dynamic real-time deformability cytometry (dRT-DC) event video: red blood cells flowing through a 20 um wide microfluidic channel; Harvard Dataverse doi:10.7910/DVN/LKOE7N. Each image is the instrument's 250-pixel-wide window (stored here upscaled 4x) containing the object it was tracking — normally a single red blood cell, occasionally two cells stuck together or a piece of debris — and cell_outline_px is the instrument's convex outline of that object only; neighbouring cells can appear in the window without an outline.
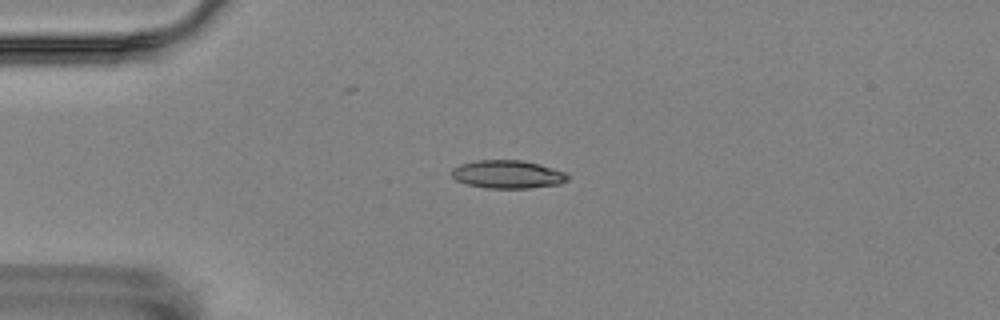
{"species": "Egyptian fruit bat (a non-hibernating species)", "species_latin": "Rousettus aegyptiacus", "temperature_condition": "room temperature", "stored_images_in_passage": 5, "camera_frame_rate_fps": 3000, "um_per_image_px": 0.085, "animal": {"sex": "female"}, "frame": {"image": 1, "passage_image": 3, "time_ms": 2.333, "image_size_px": [1000, 320], "cell_outline_px": [[568, 180], [560, 184], [528, 188], [484, 188], [468, 184], [456, 180], [448, 172], [452, 168], [460, 164], [476, 160], [524, 160], [540, 164], [564, 172], [568, 176]], "centroid_in_image_um": [43.11, 14.81], "position_along_channel_um": 41.9, "area_um2": 19.13}}